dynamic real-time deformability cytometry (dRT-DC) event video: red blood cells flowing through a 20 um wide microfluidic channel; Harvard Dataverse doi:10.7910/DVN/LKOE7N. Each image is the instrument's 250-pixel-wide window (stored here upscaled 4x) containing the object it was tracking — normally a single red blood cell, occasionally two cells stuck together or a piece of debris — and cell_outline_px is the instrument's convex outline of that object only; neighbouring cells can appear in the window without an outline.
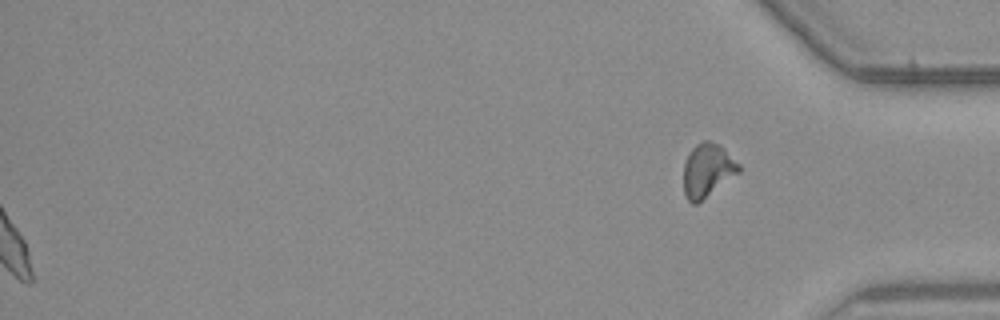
{"species": "common noctule bat (a hibernating species)", "species_latin": "Nyctalus noctula", "temperature_condition": "warm", "stored_images_in_passage": 56, "segment_of_instrument_passage": [2, 2], "camera_frame_rate_fps": 3000, "um_per_image_px": 0.085, "animal": {"sex": "male", "body_mass_g": 23.1, "forearm_length_mm": 52.7}, "frame": {"image": 1, "passage_image": 56, "time_ms": 18.333, "image_size_px": [1000, 320], "cell_outline_px": [[740, 172], [696, 204], [692, 204], [688, 200], [684, 192], [684, 164], [692, 148], [696, 144], [704, 140], [708, 140], [720, 144], [740, 164]], "centroid_in_image_um": [60.15, 14.46], "position_along_channel_um": 375.1, "area_um2": 17.11}}